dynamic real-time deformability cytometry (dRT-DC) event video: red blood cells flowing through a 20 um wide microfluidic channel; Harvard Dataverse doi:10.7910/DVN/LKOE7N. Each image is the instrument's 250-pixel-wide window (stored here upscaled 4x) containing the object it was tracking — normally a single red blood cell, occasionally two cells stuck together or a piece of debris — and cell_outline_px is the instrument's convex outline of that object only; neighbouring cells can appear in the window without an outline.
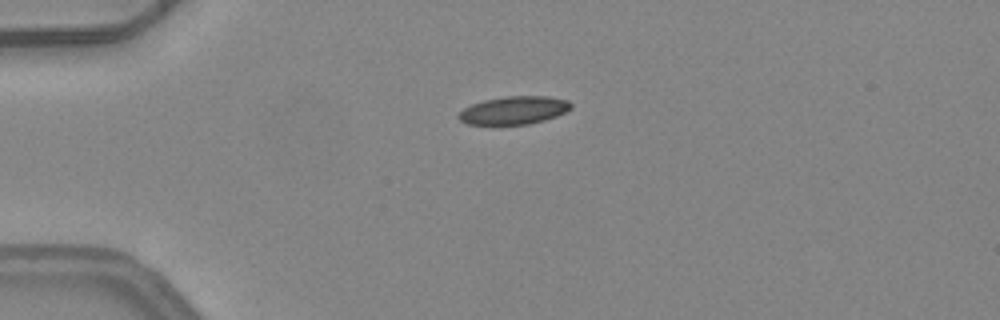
{"species": "common noctule bat (a hibernating species)", "species_latin": "Nyctalus noctula", "temperature_condition": "warm", "stored_images_in_passage": 2, "camera_frame_rate_fps": 3000, "um_per_image_px": 0.085, "animal": {"sex": "female", "body_mass_g": 24.6, "forearm_length_mm": 56.2}, "frame": {"image": 1, "passage_image": 2, "time_ms": 0.333, "image_size_px": [1000, 320], "cell_outline_px": [[572, 108], [556, 116], [544, 120], [528, 124], [468, 124], [460, 120], [456, 116], [464, 108], [472, 104], [484, 100], [508, 96], [548, 96], [568, 100], [572, 104]], "centroid_in_image_um": [43.69, 9.37], "position_along_channel_um": 41.3, "area_um2": 18.21}}